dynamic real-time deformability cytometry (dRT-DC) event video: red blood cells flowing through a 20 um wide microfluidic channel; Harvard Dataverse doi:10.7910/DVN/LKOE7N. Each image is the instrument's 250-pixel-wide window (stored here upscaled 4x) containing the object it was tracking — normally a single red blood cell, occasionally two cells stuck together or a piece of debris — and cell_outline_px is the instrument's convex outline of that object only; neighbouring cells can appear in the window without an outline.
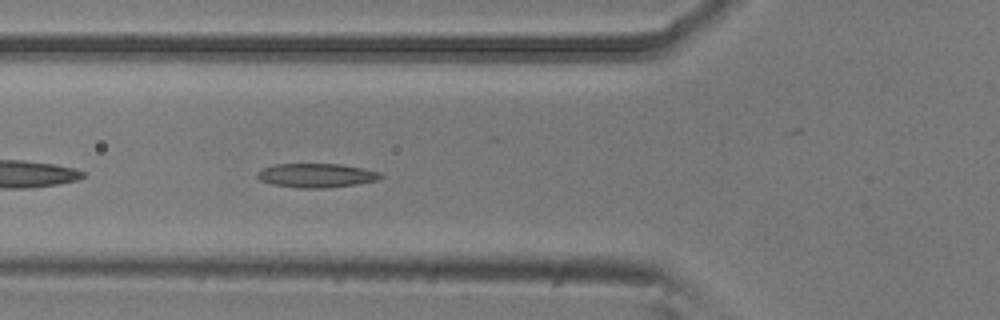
{"species": "common noctule bat (a hibernating species)", "species_latin": "Nyctalus noctula", "temperature_condition": "room temperature", "stored_images_in_passage": 38, "camera_frame_rate_fps": 3000, "um_per_image_px": 0.085, "animal": {"sex": "male", "body_mass_g": 20.5, "forearm_length_mm": 52.5}, "frame": {"image": 1, "passage_image": 5, "time_ms": 1.333, "image_size_px": [1000, 320], "cell_outline_px": [[384, 176], [376, 180], [356, 184], [328, 188], [296, 188], [272, 184], [260, 180], [256, 176], [256, 172], [260, 168], [276, 164], [340, 164], [364, 168], [380, 172]], "centroid_in_image_um": [26.86, 14.91], "position_along_channel_um": 98.9, "area_um2": 17.46}}
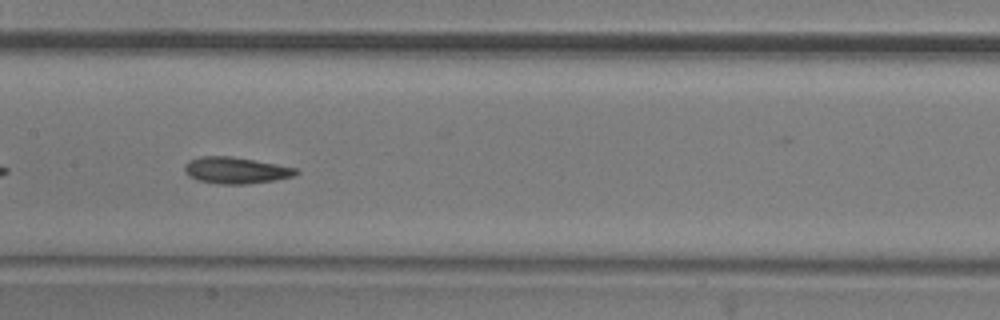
{"frame": {"image": 2, "passage_image": 12, "time_ms": 3.667, "image_size_px": [1000, 320], "cell_outline_px": [[300, 172], [292, 176], [276, 180], [248, 184], [216, 184], [196, 180], [188, 176], [184, 172], [184, 164], [188, 160], [200, 156], [228, 156], [276, 164], [296, 168]], "centroid_in_image_um": [19.98, 14.49], "position_along_channel_um": 187.4, "area_um2": 17.28}}
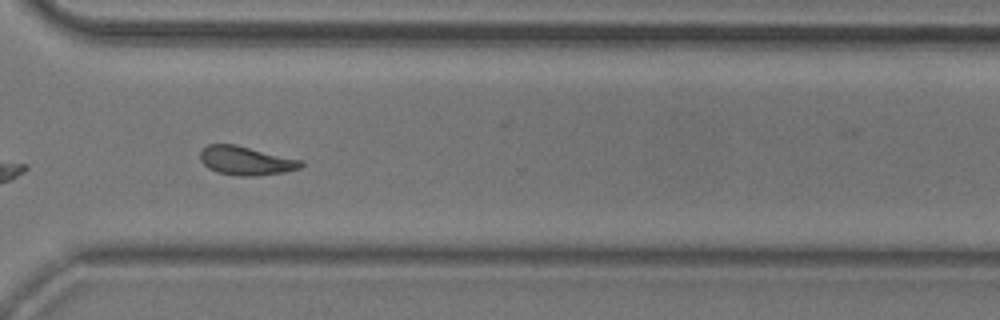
{"frame": {"image": 3, "passage_image": 25, "time_ms": 8.0, "image_size_px": [1000, 320], "cell_outline_px": [[304, 164], [300, 168], [284, 172], [256, 176], [240, 176], [216, 172], [208, 168], [200, 160], [200, 152], [208, 144], [236, 144], [304, 160]], "centroid_in_image_um": [20.93, 13.65], "position_along_channel_um": 349.7, "area_um2": 17.11}}